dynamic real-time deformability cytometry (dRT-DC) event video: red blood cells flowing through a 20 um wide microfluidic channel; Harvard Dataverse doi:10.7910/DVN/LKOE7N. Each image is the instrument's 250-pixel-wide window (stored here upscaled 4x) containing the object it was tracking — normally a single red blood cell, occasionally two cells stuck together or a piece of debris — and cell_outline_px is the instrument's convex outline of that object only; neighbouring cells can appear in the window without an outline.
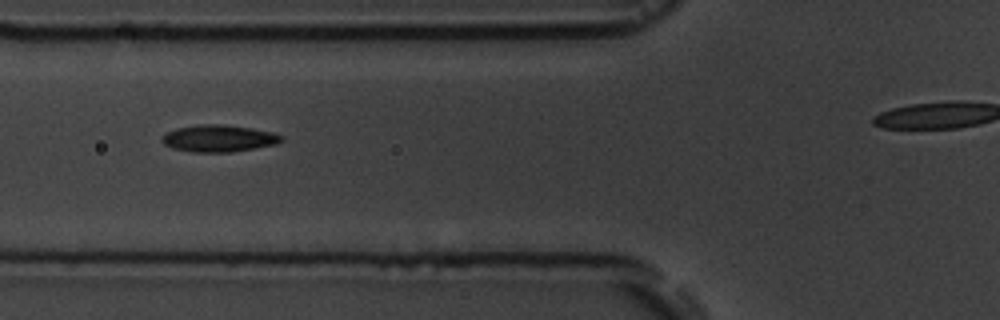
{"species": "common noctule bat (a hibernating species)", "species_latin": "Nyctalus noctula", "temperature_condition": "room temperature", "stored_images_in_passage": 5, "segment_of_instrument_passage": [1, 2], "camera_frame_rate_fps": 3000, "um_per_image_px": 0.085, "animal": {"sex": "male", "body_mass_g": 19.5, "forearm_length_mm": 54.6}, "frame": {"image": 1, "passage_image": 2, "time_ms": 1.333, "image_size_px": [1000, 320], "cell_outline_px": [[284, 140], [276, 144], [232, 152], [192, 152], [172, 148], [164, 144], [160, 140], [160, 136], [176, 128], [196, 124], [224, 124], [252, 128], [272, 132], [284, 136]], "centroid_in_image_um": [18.58, 11.75], "position_along_channel_um": 107.2, "area_um2": 18.96}}
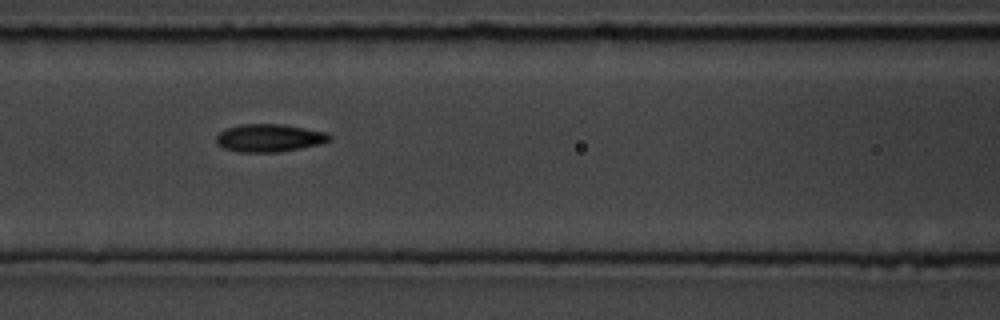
{"frame": {"image": 2, "passage_image": 3, "time_ms": 2.333, "image_size_px": [1000, 320], "cell_outline_px": [[332, 140], [320, 144], [280, 152], [240, 152], [224, 148], [216, 144], [216, 136], [224, 128], [240, 124], [284, 124], [328, 132], [332, 136]], "centroid_in_image_um": [22.9, 11.72], "position_along_channel_um": 143.7, "area_um2": 18.61}}
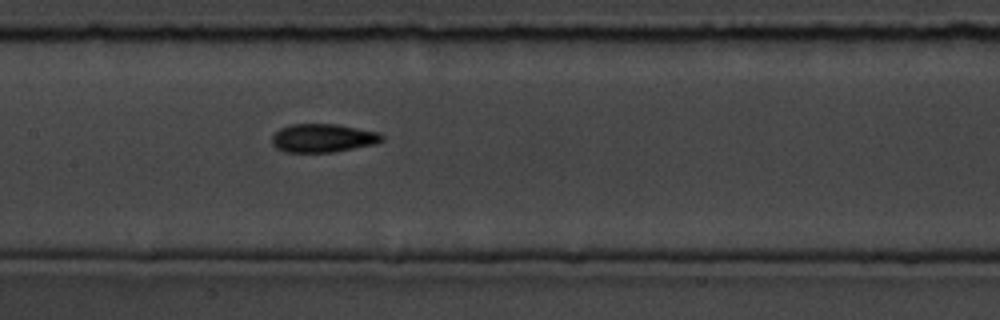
{"frame": {"image": 3, "passage_image": 4, "time_ms": 3.333, "image_size_px": [1000, 320], "cell_outline_px": [[384, 140], [376, 144], [332, 152], [284, 152], [276, 148], [272, 144], [272, 136], [280, 128], [292, 124], [336, 124], [380, 132], [384, 136]], "centroid_in_image_um": [27.47, 11.73], "position_along_channel_um": 179.9, "area_um2": 18.32}}